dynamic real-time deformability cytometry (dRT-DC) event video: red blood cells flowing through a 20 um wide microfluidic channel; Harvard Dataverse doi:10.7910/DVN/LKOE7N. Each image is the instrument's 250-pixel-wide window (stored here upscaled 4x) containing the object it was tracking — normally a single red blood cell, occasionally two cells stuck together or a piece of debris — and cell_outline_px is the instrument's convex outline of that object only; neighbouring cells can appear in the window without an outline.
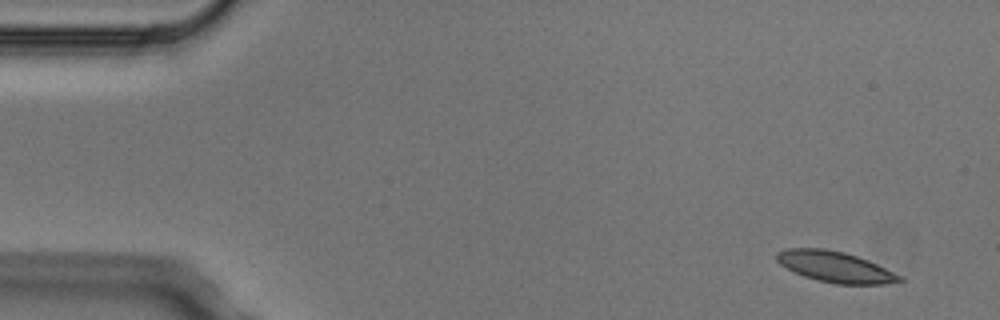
{"species": "Egyptian fruit bat (a non-hibernating species)", "species_latin": "Rousettus aegyptiacus", "temperature_condition": "cold", "stored_images_in_passage": 5, "camera_frame_rate_fps": 3000, "um_per_image_px": 0.085, "animal": {"sex": "male"}, "frame": {"image": 1, "passage_image": 1, "time_ms": 0.0, "image_size_px": [1000, 320], "cell_outline_px": [[904, 280], [884, 284], [836, 284], [816, 280], [792, 272], [780, 264], [776, 260], [776, 252], [788, 248], [824, 248], [844, 252], [868, 260], [904, 276]], "centroid_in_image_um": [70.98, 22.68], "position_along_channel_um": 14.0, "area_um2": 22.25}}
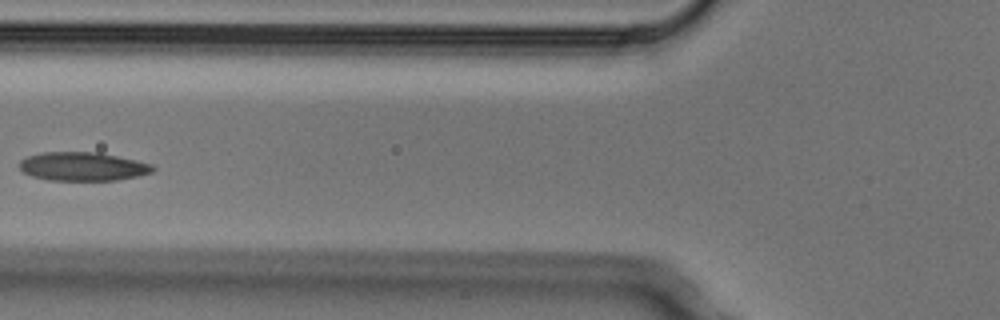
{"frame": {"image": 2, "passage_image": 5, "time_ms": 1.333, "image_size_px": [1000, 320], "cell_outline_px": [[156, 168], [152, 172], [140, 176], [116, 180], [48, 180], [32, 176], [24, 172], [20, 168], [20, 160], [28, 156], [40, 152], [100, 152], [152, 164]], "centroid_in_image_um": [7.05, 14.15], "position_along_channel_um": 118.8, "area_um2": 22.31}}